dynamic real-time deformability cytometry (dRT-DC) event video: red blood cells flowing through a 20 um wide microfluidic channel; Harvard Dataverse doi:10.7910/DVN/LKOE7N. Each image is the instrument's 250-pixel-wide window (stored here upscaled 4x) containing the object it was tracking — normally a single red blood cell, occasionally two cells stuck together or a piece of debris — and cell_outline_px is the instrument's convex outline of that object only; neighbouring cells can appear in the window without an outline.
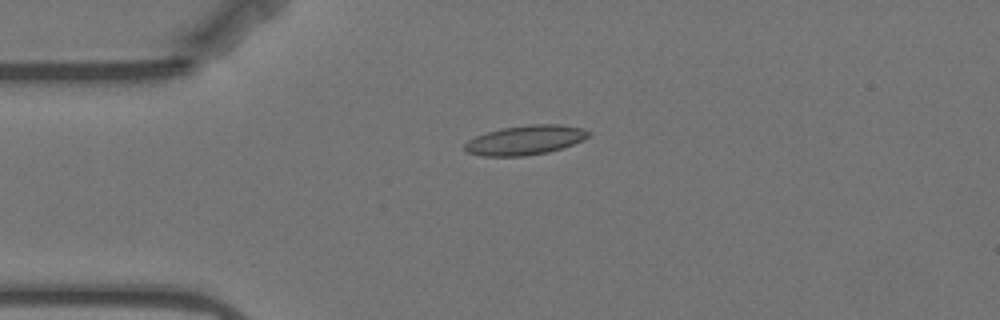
{"species": "Egyptian fruit bat (a non-hibernating species)", "species_latin": "Rousettus aegyptiacus", "temperature_condition": "warm", "stored_images_in_passage": 15, "camera_frame_rate_fps": 3000, "um_per_image_px": 0.085, "animal": {"sex": "female"}, "frame": {"image": 1, "passage_image": 1, "time_ms": 0.0, "image_size_px": [1000, 320], "cell_outline_px": [[592, 132], [584, 140], [548, 152], [524, 156], [484, 156], [468, 152], [464, 148], [464, 144], [468, 140], [476, 136], [500, 128], [528, 124], [560, 124], [580, 128]], "centroid_in_image_um": [44.64, 11.9], "position_along_channel_um": 40.4, "area_um2": 21.15}}
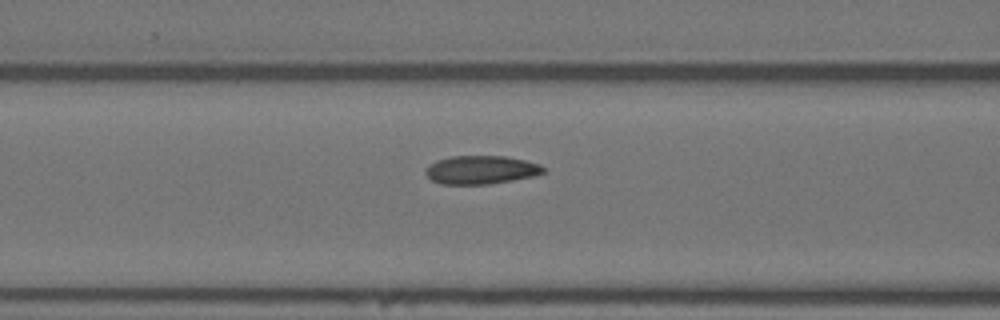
{"frame": {"image": 2, "passage_image": 10, "time_ms": 3.0, "image_size_px": [1000, 320], "cell_outline_px": [[548, 168], [544, 172], [532, 176], [512, 180], [488, 184], [440, 184], [432, 180], [424, 172], [424, 168], [428, 164], [436, 160], [452, 156], [504, 156], [524, 160], [540, 164]], "centroid_in_image_um": [40.86, 14.43], "position_along_channel_um": 125.7, "area_um2": 19.59}}
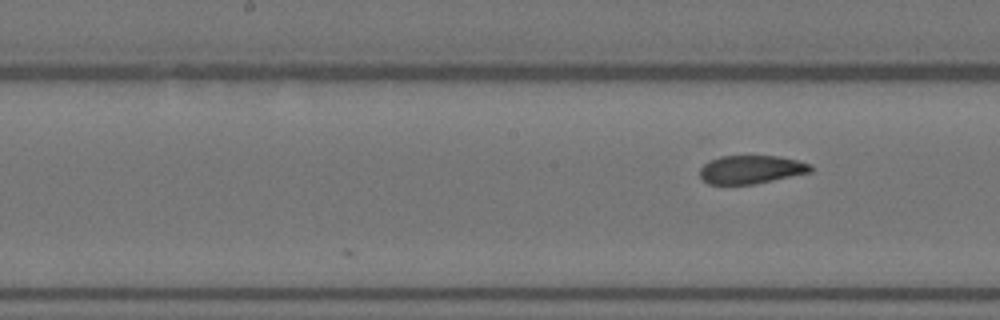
{"frame": {"image": 3, "passage_image": 15, "time_ms": 4.667, "image_size_px": [1000, 320], "cell_outline_px": [[812, 172], [752, 184], [708, 184], [700, 176], [700, 168], [708, 160], [720, 156], [780, 156], [812, 164]], "centroid_in_image_um": [63.84, 14.4], "position_along_channel_um": 184.4, "area_um2": 18.26}}